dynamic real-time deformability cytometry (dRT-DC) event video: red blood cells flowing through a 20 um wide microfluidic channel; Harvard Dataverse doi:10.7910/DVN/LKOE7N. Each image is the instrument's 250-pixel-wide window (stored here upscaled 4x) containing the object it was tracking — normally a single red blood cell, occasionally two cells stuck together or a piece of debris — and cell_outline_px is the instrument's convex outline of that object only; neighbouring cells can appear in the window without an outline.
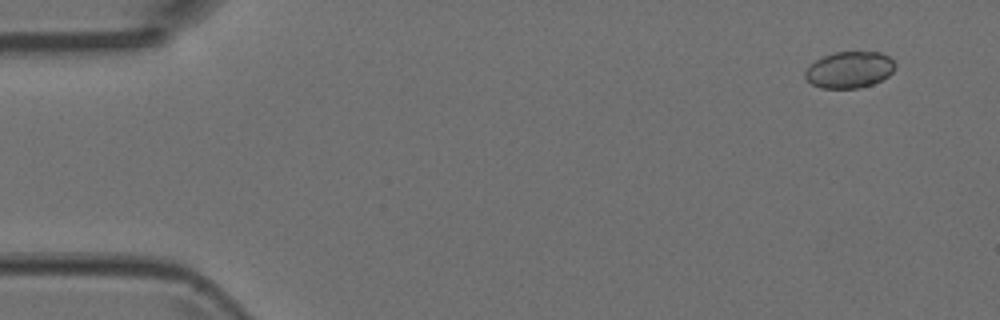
{"species": "Egyptian fruit bat (a non-hibernating species)", "species_latin": "Rousettus aegyptiacus", "temperature_condition": "room temperature", "stored_images_in_passage": 6, "camera_frame_rate_fps": 3000, "um_per_image_px": 0.085, "animal": {"sex": "female"}, "frame": {"image": 1, "passage_image": 1, "time_ms": 0.0, "image_size_px": [1000, 320], "cell_outline_px": [[896, 68], [888, 76], [872, 84], [860, 88], [820, 88], [812, 84], [804, 76], [804, 72], [816, 60], [824, 56], [836, 52], [880, 52], [888, 56], [896, 64]], "centroid_in_image_um": [72.22, 5.93], "position_along_channel_um": 12.8, "area_um2": 19.02}}
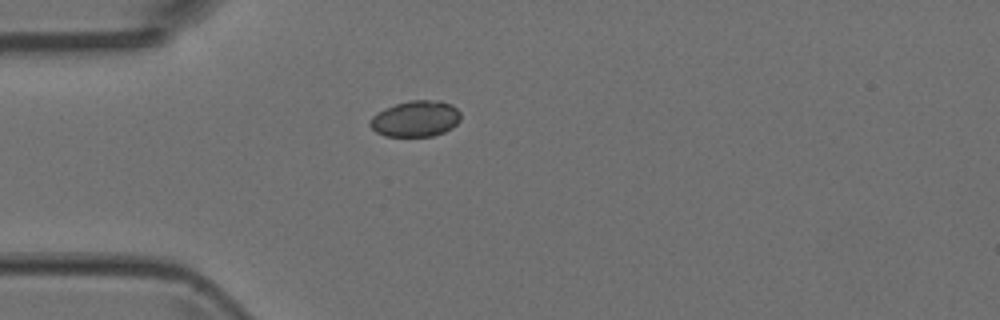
{"frame": {"image": 2, "passage_image": 4, "time_ms": 1.0, "image_size_px": [1000, 320], "cell_outline_px": [[460, 120], [452, 128], [444, 132], [432, 136], [384, 136], [376, 132], [368, 124], [372, 116], [376, 112], [384, 108], [396, 104], [412, 100], [440, 100], [452, 104], [460, 112]], "centroid_in_image_um": [35.32, 10.09], "position_along_channel_um": 49.7, "area_um2": 19.19}}
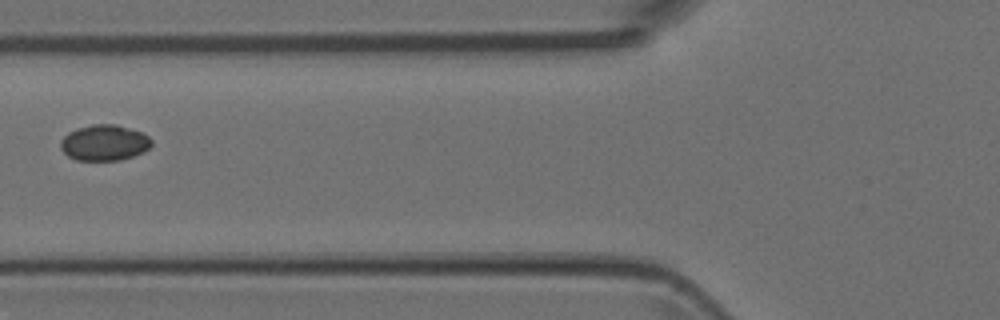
{"frame": {"image": 3, "passage_image": 6, "time_ms": 1.667, "image_size_px": [1000, 320], "cell_outline_px": [[152, 144], [144, 152], [120, 160], [76, 160], [68, 156], [60, 148], [60, 140], [68, 132], [76, 128], [92, 124], [116, 124], [140, 132], [148, 136], [152, 140]], "centroid_in_image_um": [8.84, 12.13], "position_along_channel_um": 117.0, "area_um2": 19.02}}